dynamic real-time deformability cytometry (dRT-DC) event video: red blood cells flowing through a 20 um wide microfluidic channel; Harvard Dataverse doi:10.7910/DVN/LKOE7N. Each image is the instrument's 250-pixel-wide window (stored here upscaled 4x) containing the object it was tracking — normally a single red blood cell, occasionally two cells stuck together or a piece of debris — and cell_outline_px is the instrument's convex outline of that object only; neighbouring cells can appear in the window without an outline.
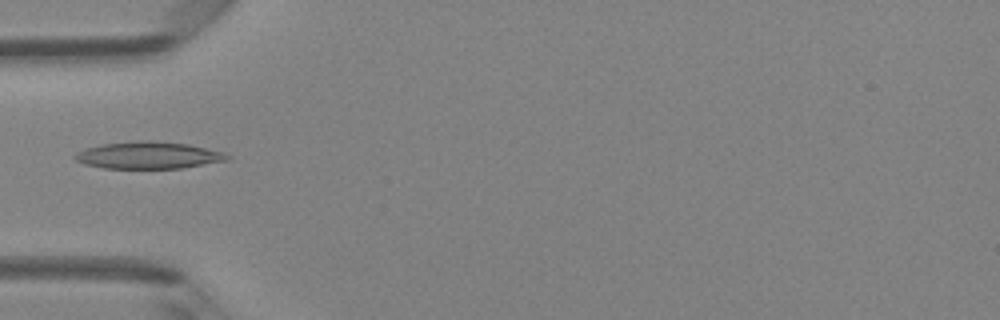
{"species": "Egyptian fruit bat (a non-hibernating species)", "species_latin": "Rousettus aegyptiacus", "temperature_condition": "room temperature", "stored_images_in_passage": 3, "camera_frame_rate_fps": 3000, "um_per_image_px": 0.085, "animal": {"sex": "female"}, "frame": {"image": 1, "passage_image": 3, "time_ms": 0.667, "image_size_px": [1000, 320], "cell_outline_px": [[232, 156], [228, 160], [184, 168], [104, 168], [84, 164], [76, 160], [72, 156], [76, 152], [88, 148], [104, 144], [188, 144], [224, 152]], "centroid_in_image_um": [12.66, 13.26], "position_along_channel_um": 72.3, "area_um2": 22.6}}